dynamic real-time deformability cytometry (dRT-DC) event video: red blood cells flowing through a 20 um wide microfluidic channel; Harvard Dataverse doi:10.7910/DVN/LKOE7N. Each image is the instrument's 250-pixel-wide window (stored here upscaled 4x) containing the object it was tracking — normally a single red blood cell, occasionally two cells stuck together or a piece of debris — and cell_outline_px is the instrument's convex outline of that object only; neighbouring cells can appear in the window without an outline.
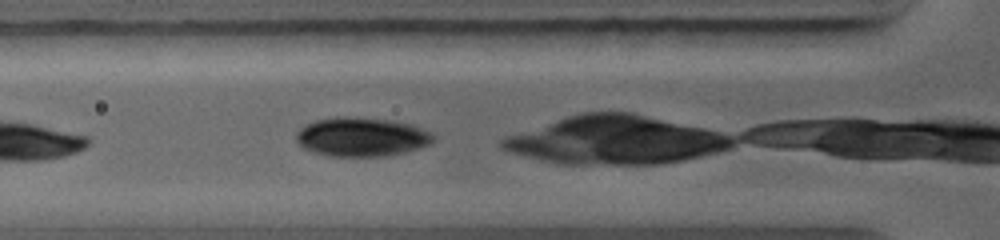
{"species": "common noctule bat (a hibernating species)", "species_latin": "Nyctalus noctula", "temperature_condition": "warm", "stored_images_in_passage": 2, "camera_frame_rate_fps": 5000, "um_per_image_px": 0.085, "animal": {"sex": "female", "body_mass_g": 19.0, "forearm_length_mm": 56.7}, "frame": {"image": 1, "passage_image": 2, "time_ms": 0.4, "image_size_px": [1000, 240], "cell_outline_px": [[436, 140], [432, 144], [420, 148], [388, 156], [328, 156], [304, 148], [296, 140], [296, 132], [304, 124], [316, 120], [336, 116], [348, 116], [388, 120], [412, 124], [432, 132], [436, 136]], "centroid_in_image_um": [30.77, 11.63], "position_along_channel_um": 95.0, "area_um2": 31.5}}